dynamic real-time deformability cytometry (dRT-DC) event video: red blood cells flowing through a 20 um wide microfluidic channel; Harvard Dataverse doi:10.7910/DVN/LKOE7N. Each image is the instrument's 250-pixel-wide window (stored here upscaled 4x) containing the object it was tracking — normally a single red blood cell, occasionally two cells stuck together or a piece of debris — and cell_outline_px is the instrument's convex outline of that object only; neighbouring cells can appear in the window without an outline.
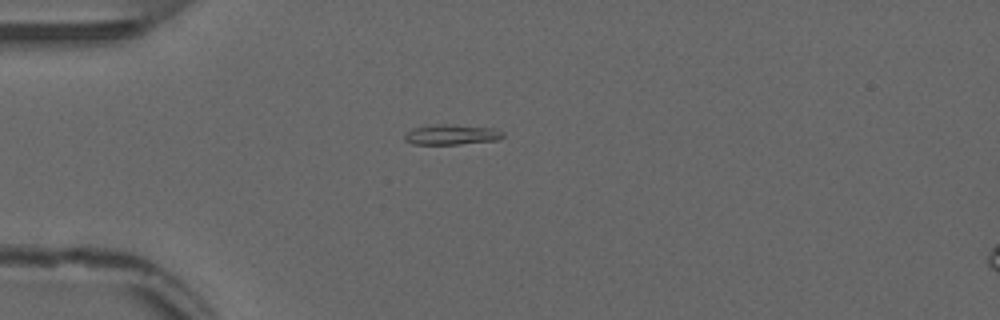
{"species": "common noctule bat (a hibernating species)", "species_latin": "Nyctalus noctula", "temperature_condition": "warm", "stored_images_in_passage": 14, "camera_frame_rate_fps": 3000, "um_per_image_px": 0.085, "animal": {"sex": "male", "forearm_length_mm": 52.5}, "frame": {"image": 1, "passage_image": 2, "time_ms": 0.333, "image_size_px": [1000, 320], "cell_outline_px": [[504, 136], [500, 140], [460, 144], [412, 144], [404, 140], [404, 136], [412, 128], [436, 124], [452, 124], [496, 128], [504, 132]], "centroid_in_image_um": [38.43, 11.44], "position_along_channel_um": 46.6, "area_um2": 11.79}}